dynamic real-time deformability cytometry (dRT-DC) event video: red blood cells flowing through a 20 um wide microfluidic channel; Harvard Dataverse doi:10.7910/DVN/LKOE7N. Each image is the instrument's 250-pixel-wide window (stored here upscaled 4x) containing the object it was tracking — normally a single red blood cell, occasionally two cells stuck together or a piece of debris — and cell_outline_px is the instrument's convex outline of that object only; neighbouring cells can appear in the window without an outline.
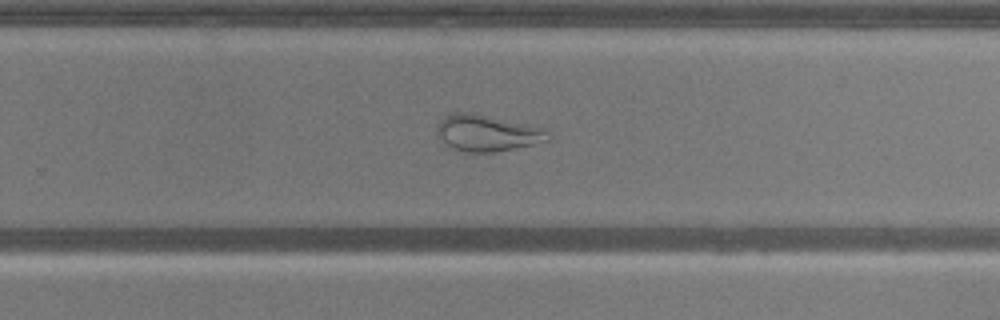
{"species": "common noctule bat (a hibernating species)", "species_latin": "Nyctalus noctula", "temperature_condition": "warm", "stored_images_in_passage": 53, "camera_frame_rate_fps": 3000, "um_per_image_px": 0.085, "animal": {"sex": "male", "body_mass_g": 20.5, "forearm_length_mm": 52.5}, "frame": {"image": 1, "passage_image": 34, "time_ms": 11.0, "image_size_px": [1000, 320], "cell_outline_px": [[552, 140], [496, 152], [464, 152], [452, 148], [436, 132], [436, 128], [440, 120], [444, 116], [456, 112], [472, 112], [548, 128], [552, 136]], "centroid_in_image_um": [41.5, 11.29], "position_along_channel_um": 288.3, "area_um2": 23.87}}
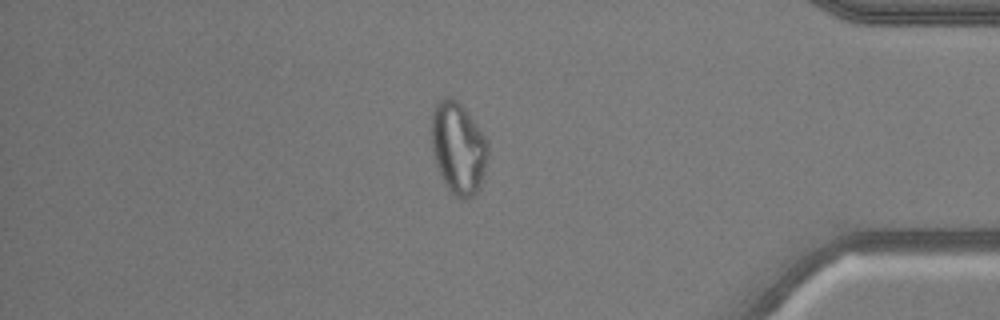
{"frame": {"image": 2, "passage_image": 45, "time_ms": 14.667, "image_size_px": [1000, 320], "cell_outline_px": [[488, 156], [480, 188], [472, 196], [456, 196], [444, 184], [440, 176], [432, 152], [432, 108], [444, 96], [452, 96], [464, 108], [488, 140]], "centroid_in_image_um": [38.95, 12.55], "position_along_channel_um": 396.3, "area_um2": 30.11}}
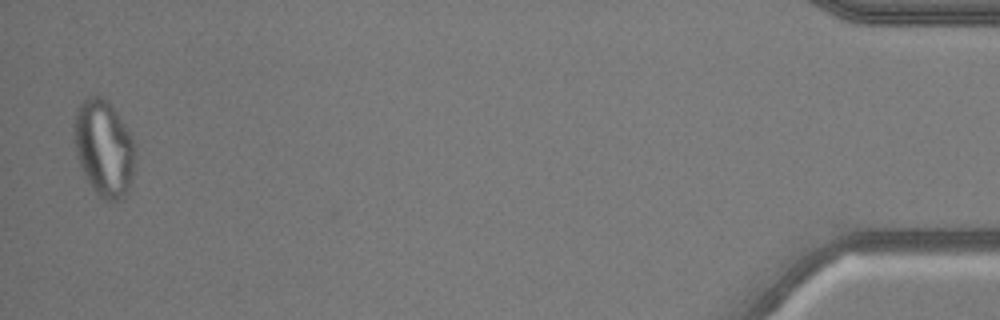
{"frame": {"image": 3, "passage_image": 52, "time_ms": 17.0, "image_size_px": [1000, 320], "cell_outline_px": [[132, 172], [128, 192], [124, 200], [104, 200], [92, 188], [80, 164], [76, 152], [76, 108], [88, 96], [100, 96], [108, 100], [112, 104], [132, 136]], "centroid_in_image_um": [8.84, 12.58], "position_along_channel_um": 426.4, "area_um2": 33.35}}